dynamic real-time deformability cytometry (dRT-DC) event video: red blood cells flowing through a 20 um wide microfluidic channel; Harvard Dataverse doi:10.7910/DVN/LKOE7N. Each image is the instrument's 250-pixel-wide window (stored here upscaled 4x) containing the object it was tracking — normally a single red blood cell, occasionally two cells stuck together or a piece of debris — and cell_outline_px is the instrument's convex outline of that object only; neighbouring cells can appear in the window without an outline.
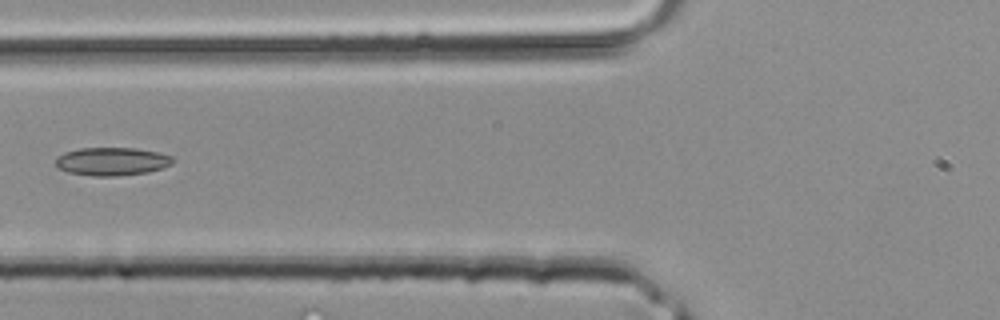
{"species": "common noctule bat (a hibernating species)", "species_latin": "Nyctalus noctula", "temperature_condition": "room temperature", "stored_images_in_passage": 38, "camera_frame_rate_fps": 3000, "um_per_image_px": 0.085, "animal": {"sex": "male", "body_mass_g": 20.4}, "frame": {"image": 1, "passage_image": 16, "time_ms": 5.0, "image_size_px": [1000, 320], "cell_outline_px": [[176, 160], [172, 164], [148, 172], [120, 176], [92, 176], [68, 172], [56, 168], [56, 156], [64, 152], [80, 148], [136, 148], [156, 152], [172, 156]], "centroid_in_image_um": [9.49, 13.72], "position_along_channel_um": 116.3, "area_um2": 19.36}}
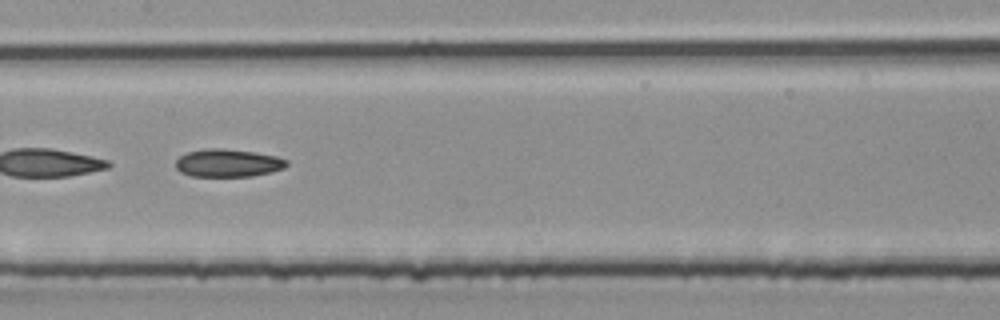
{"frame": {"image": 2, "passage_image": 20, "time_ms": 6.333, "image_size_px": [1000, 320], "cell_outline_px": [[288, 164], [284, 168], [272, 172], [252, 176], [192, 176], [180, 172], [176, 168], [176, 160], [180, 156], [188, 152], [204, 148], [220, 148], [252, 152], [276, 156], [288, 160]], "centroid_in_image_um": [19.37, 13.86], "position_along_channel_um": 188.0, "area_um2": 17.98}}
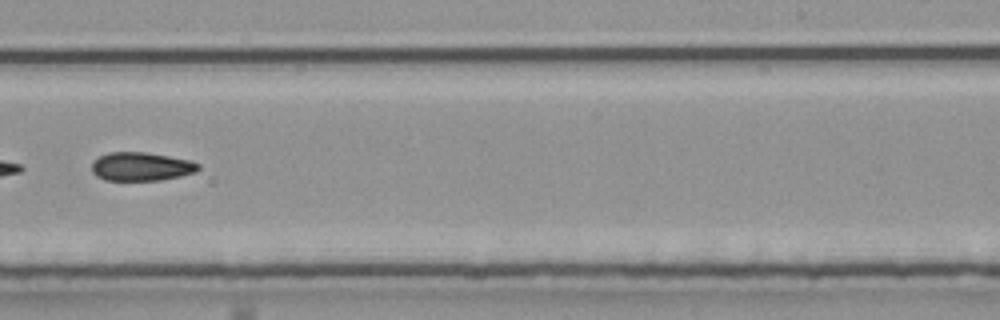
{"frame": {"image": 3, "passage_image": 25, "time_ms": 8.0, "image_size_px": [1000, 320], "cell_outline_px": [[200, 168], [196, 172], [180, 176], [160, 180], [104, 180], [96, 176], [92, 172], [92, 164], [100, 156], [108, 152], [144, 152], [192, 160], [200, 164]], "centroid_in_image_um": [12.02, 14.16], "position_along_channel_um": 277.0, "area_um2": 17.74}}